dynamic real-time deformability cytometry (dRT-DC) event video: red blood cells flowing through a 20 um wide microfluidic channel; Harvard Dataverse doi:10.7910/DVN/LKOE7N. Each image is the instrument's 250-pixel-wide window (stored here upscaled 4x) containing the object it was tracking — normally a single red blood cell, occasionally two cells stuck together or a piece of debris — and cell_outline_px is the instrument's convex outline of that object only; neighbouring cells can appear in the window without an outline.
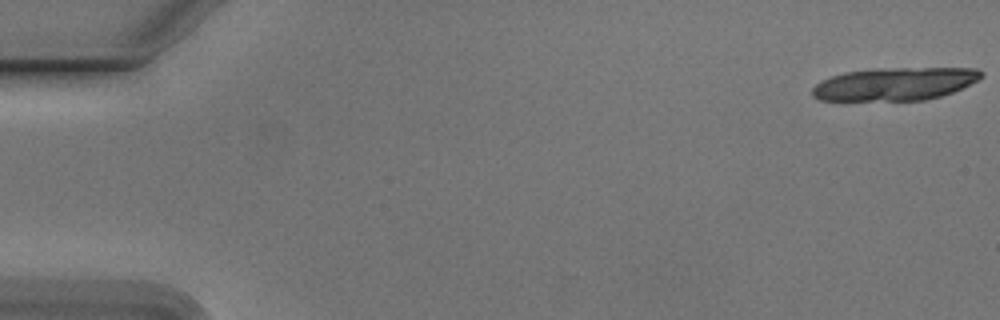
{"species": "Egyptian fruit bat (a non-hibernating species)", "species_latin": "Rousettus aegyptiacus", "temperature_condition": "cold", "stored_images_in_passage": 16, "camera_frame_rate_fps": 3000, "um_per_image_px": 0.085, "animal": {"sex": "male"}, "frame": {"image": 1, "passage_image": 1, "time_ms": 0.0, "image_size_px": [1000, 320], "cell_outline_px": [[984, 76], [952, 92], [940, 96], [924, 100], [820, 100], [812, 96], [812, 88], [820, 80], [844, 72], [880, 68], [976, 68], [984, 72]], "centroid_in_image_um": [76.04, 7.12], "position_along_channel_um": 9.0, "area_um2": 32.25}}